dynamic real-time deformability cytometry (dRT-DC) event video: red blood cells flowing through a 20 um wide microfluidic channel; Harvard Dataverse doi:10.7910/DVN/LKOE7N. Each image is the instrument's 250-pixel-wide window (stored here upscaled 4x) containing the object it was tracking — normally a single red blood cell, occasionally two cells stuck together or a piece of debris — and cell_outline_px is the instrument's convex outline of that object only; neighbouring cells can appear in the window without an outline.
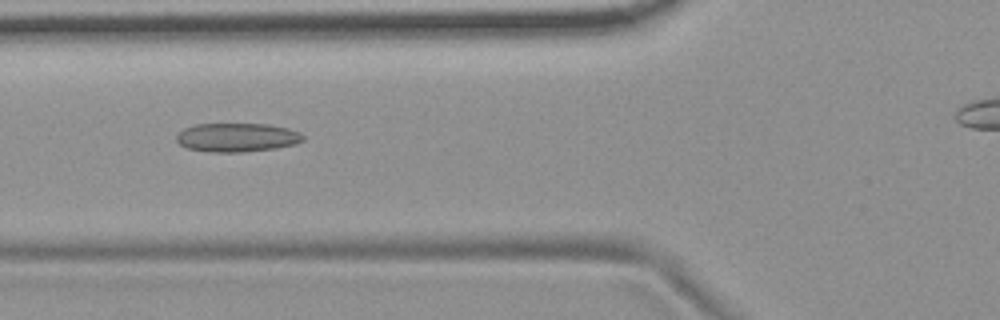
{"species": "common noctule bat (a hibernating species)", "species_latin": "Nyctalus noctula", "temperature_condition": "room temperature", "stored_images_in_passage": 49, "camera_frame_rate_fps": 3000, "um_per_image_px": 0.085, "animal": {"sex": "female", "body_mass_g": 19.9}, "frame": {"image": 1, "passage_image": 21, "time_ms": 6.667, "image_size_px": [1000, 320], "cell_outline_px": [[304, 140], [296, 144], [276, 148], [244, 152], [208, 152], [188, 148], [180, 144], [176, 140], [176, 136], [184, 128], [196, 124], [268, 124], [288, 128], [300, 132], [304, 136]], "centroid_in_image_um": [20.17, 11.68], "position_along_channel_um": 105.6, "area_um2": 21.33}}
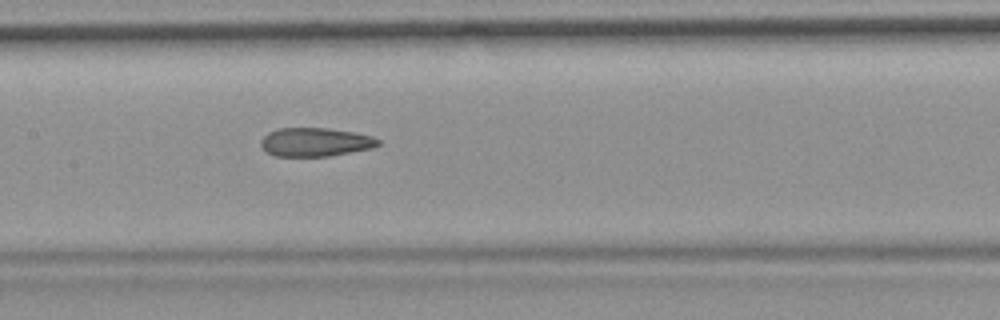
{"frame": {"image": 2, "passage_image": 27, "time_ms": 8.667, "image_size_px": [1000, 320], "cell_outline_px": [[380, 144], [372, 148], [328, 156], [276, 156], [268, 152], [260, 144], [260, 140], [268, 132], [276, 128], [328, 128], [356, 132], [372, 136], [380, 140]], "centroid_in_image_um": [26.81, 12.06], "position_along_channel_um": 180.6, "area_um2": 19.59}}
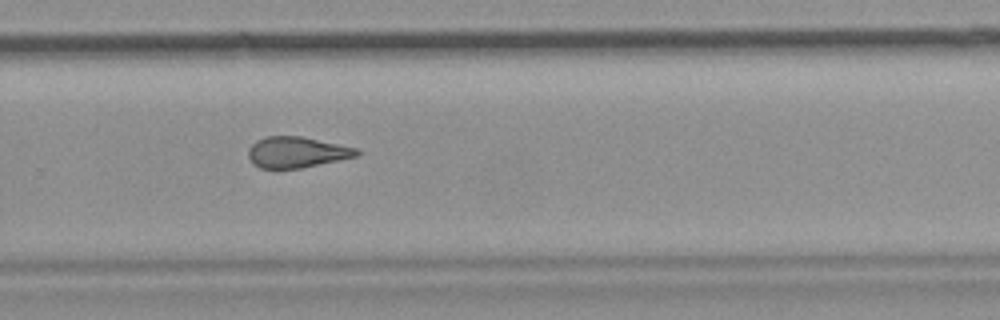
{"frame": {"image": 3, "passage_image": 37, "time_ms": 12.0, "image_size_px": [1000, 320], "cell_outline_px": [[360, 152], [356, 156], [300, 168], [260, 168], [252, 164], [248, 156], [248, 148], [256, 140], [264, 136], [300, 136], [356, 148]], "centroid_in_image_um": [25.15, 12.93], "position_along_channel_um": 304.7, "area_um2": 19.31}}